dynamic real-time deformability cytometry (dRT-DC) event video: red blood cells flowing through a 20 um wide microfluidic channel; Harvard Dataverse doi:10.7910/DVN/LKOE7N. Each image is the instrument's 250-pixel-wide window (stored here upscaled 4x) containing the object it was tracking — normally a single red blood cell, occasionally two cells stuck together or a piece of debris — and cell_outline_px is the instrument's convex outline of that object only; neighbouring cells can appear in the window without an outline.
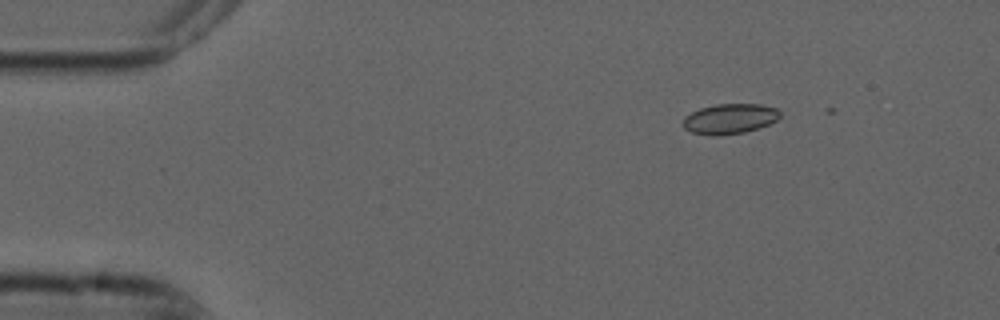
{"species": "common noctule bat (a hibernating species)", "species_latin": "Nyctalus noctula", "temperature_condition": "cold", "stored_images_in_passage": 2, "camera_frame_rate_fps": 3000, "um_per_image_px": 0.085, "animal": {"sex": "male", "forearm_length_mm": 52.5}, "frame": {"image": 1, "passage_image": 1, "time_ms": 0.0, "image_size_px": [1000, 320], "cell_outline_px": [[780, 116], [776, 120], [768, 124], [744, 132], [716, 136], [712, 136], [692, 132], [684, 128], [684, 116], [700, 108], [716, 104], [760, 104], [776, 108], [780, 112]], "centroid_in_image_um": [62.01, 10.09], "position_along_channel_um": 23.0, "area_um2": 16.88}}